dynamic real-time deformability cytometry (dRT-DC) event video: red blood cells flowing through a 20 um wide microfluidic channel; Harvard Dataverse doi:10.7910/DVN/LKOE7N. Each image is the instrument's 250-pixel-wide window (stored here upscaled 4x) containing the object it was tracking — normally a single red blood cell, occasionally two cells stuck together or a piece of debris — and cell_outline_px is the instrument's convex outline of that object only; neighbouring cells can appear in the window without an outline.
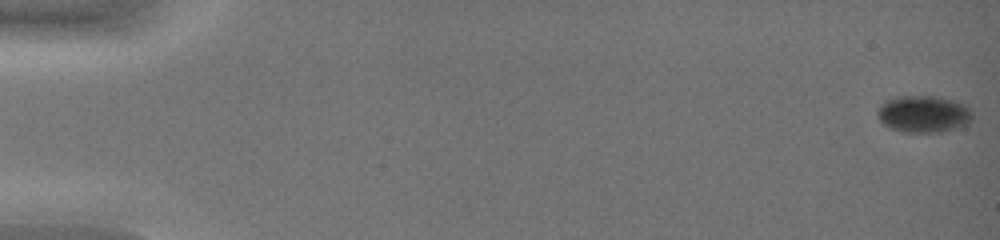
{"species": "common noctule bat (a hibernating species)", "species_latin": "Nyctalus noctula", "temperature_condition": "warm", "stored_images_in_passage": 48, "camera_frame_rate_fps": 3000, "um_per_image_px": 0.085, "animal": {"sex": "female", "body_mass_g": 19.0, "forearm_length_mm": 51.5}, "frame": {"image": 1, "passage_image": 1, "time_ms": 0.0, "image_size_px": [1000, 240], "cell_outline_px": [[972, 120], [968, 124], [944, 132], [904, 132], [892, 128], [884, 124], [880, 120], [876, 112], [880, 104], [888, 100], [900, 96], [936, 96], [956, 100], [968, 104], [972, 112]], "centroid_in_image_um": [78.56, 9.68], "position_along_channel_um": 6.4, "area_um2": 20.69}}
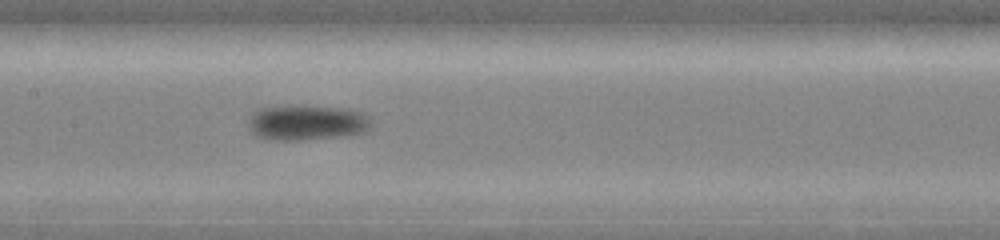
{"frame": {"image": 2, "passage_image": 27, "time_ms": 8.667, "image_size_px": [1000, 240], "cell_outline_px": [[372, 120], [368, 128], [364, 132], [340, 136], [300, 140], [276, 140], [256, 136], [248, 128], [248, 120], [260, 108], [348, 108], [364, 112]], "centroid_in_image_um": [26.12, 10.46], "position_along_channel_um": 181.3, "area_um2": 24.33}}
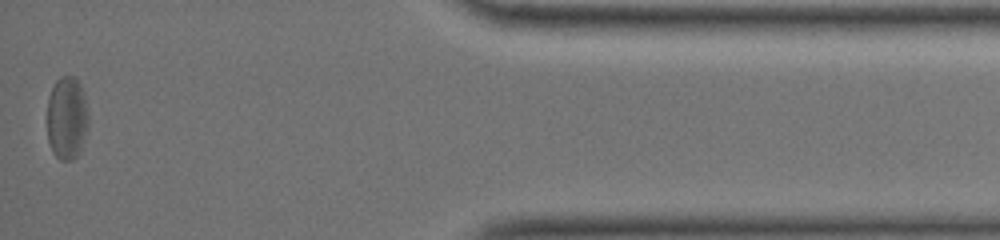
{"frame": {"image": 3, "passage_image": 48, "time_ms": 15.667, "image_size_px": [1000, 240], "cell_outline_px": [[88, 128], [80, 152], [72, 160], [60, 160], [52, 152], [48, 140], [48, 96], [56, 80], [60, 76], [76, 76], [84, 92], [88, 112]], "centroid_in_image_um": [5.7, 10.02], "position_along_channel_um": 429.5, "area_um2": 20.29}}